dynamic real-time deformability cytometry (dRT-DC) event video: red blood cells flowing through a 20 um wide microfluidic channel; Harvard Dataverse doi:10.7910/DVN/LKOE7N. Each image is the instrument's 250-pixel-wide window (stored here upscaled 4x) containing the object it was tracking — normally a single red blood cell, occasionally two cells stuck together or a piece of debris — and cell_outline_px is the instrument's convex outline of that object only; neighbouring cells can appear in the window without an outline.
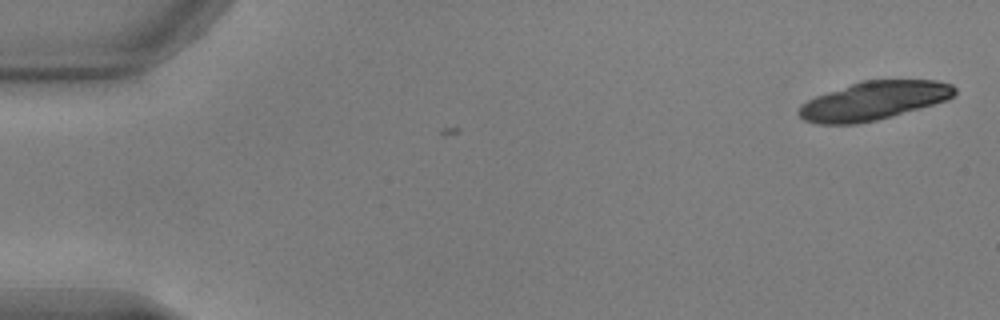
{"species": "common noctule bat (a hibernating species)", "species_latin": "Nyctalus noctula", "temperature_condition": "warm", "stored_images_in_passage": 5, "camera_frame_rate_fps": 3000, "um_per_image_px": 0.085, "animal": {"sex": "male", "body_mass_g": 17.9, "forearm_length_mm": 54.2}, "frame": {"image": 1, "passage_image": 5, "time_ms": 1.333, "image_size_px": [1000, 320], "cell_outline_px": [[956, 92], [948, 100], [892, 116], [876, 120], [856, 124], [816, 124], [804, 120], [796, 112], [800, 104], [816, 96], [860, 80], [936, 80], [952, 84], [956, 88]], "centroid_in_image_um": [74.25, 8.56], "position_along_channel_um": 10.8, "area_um2": 35.08}}